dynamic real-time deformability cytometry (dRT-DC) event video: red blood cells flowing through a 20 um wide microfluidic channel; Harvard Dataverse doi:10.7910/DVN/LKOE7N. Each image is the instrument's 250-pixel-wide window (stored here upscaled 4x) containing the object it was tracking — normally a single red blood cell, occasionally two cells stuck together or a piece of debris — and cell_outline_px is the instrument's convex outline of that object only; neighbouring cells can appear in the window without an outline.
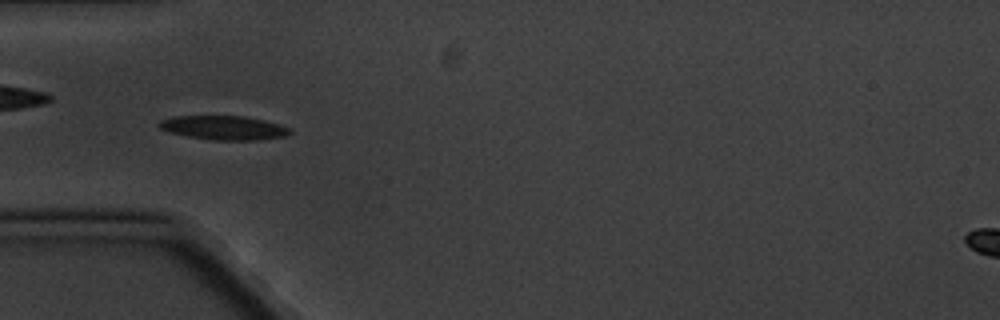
{"species": "common noctule bat (a hibernating species)", "species_latin": "Nyctalus noctula", "temperature_condition": "cold", "stored_images_in_passage": 5, "camera_frame_rate_fps": 3000, "um_per_image_px": 0.085, "animal": {"sex": "male", "body_mass_g": 20.1, "forearm_length_mm": 53.5}, "frame": {"image": 1, "passage_image": 4, "time_ms": 4.667, "image_size_px": [1000, 320], "cell_outline_px": [[292, 132], [284, 136], [260, 140], [212, 140], [188, 136], [168, 132], [160, 128], [156, 124], [160, 120], [172, 116], [244, 116], [264, 120], [288, 128]], "centroid_in_image_um": [18.96, 10.86], "position_along_channel_um": 66.0, "area_um2": 18.26}}